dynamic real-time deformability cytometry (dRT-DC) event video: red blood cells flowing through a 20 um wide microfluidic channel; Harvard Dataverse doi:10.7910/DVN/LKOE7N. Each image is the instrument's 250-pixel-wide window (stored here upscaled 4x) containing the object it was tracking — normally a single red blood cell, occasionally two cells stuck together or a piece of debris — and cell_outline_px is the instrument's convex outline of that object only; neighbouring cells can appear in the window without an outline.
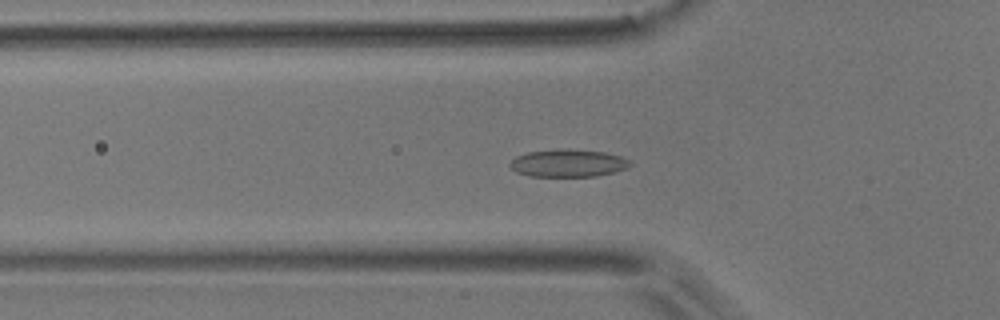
{"species": "common noctule bat (a hibernating species)", "species_latin": "Nyctalus noctula", "temperature_condition": "room temperature", "stored_images_in_passage": 39, "camera_frame_rate_fps": 3000, "um_per_image_px": 0.085, "animal": {"sex": "male", "body_mass_g": 17.9}, "frame": {"image": 1, "passage_image": 3, "time_ms": 0.667, "image_size_px": [1000, 320], "cell_outline_px": [[632, 164], [628, 168], [596, 176], [532, 176], [516, 172], [508, 164], [516, 156], [528, 152], [568, 148], [604, 152], [620, 156], [628, 160]], "centroid_in_image_um": [48.29, 13.86], "position_along_channel_um": 77.5, "area_um2": 19.19}}
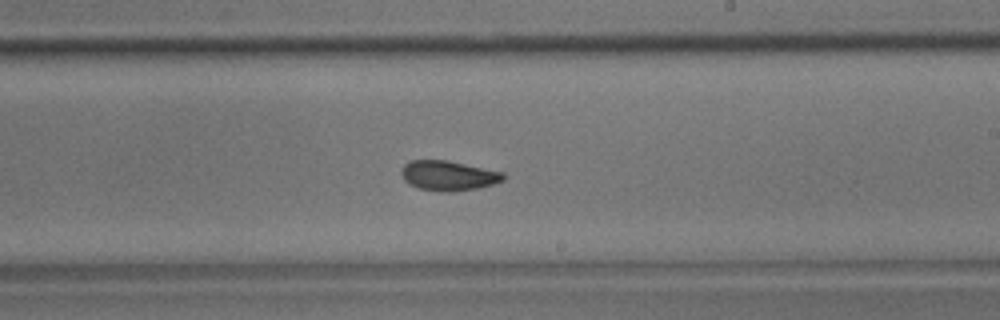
{"frame": {"image": 2, "passage_image": 17, "time_ms": 5.333, "image_size_px": [1000, 320], "cell_outline_px": [[508, 176], [504, 180], [480, 188], [452, 192], [440, 192], [420, 188], [408, 184], [404, 180], [400, 172], [400, 168], [408, 160], [448, 160], [504, 172]], "centroid_in_image_um": [38.11, 14.92], "position_along_channel_um": 250.9, "area_um2": 18.15}}
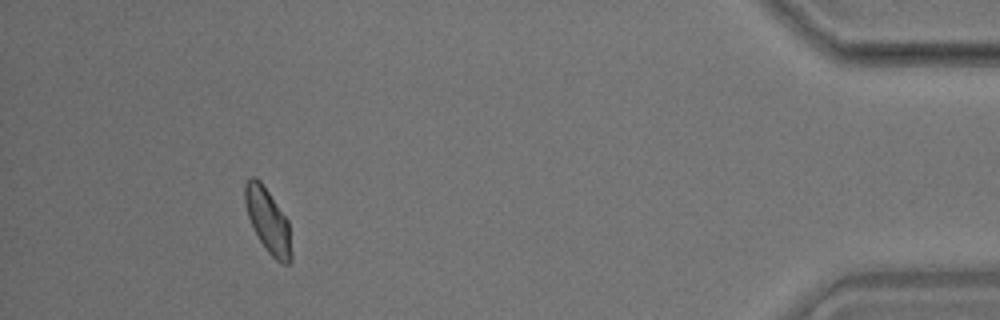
{"frame": {"image": 3, "passage_image": 35, "time_ms": 11.333, "image_size_px": [1000, 320], "cell_outline_px": [[292, 260], [288, 264], [284, 264], [276, 260], [268, 252], [260, 240], [248, 216], [244, 204], [244, 184], [252, 176], [256, 176], [260, 180], [288, 220], [292, 252]], "centroid_in_image_um": [22.78, 18.75], "position_along_channel_um": 412.4, "area_um2": 17.28}, "authors_computed_cell_mechanics": {"area_um2": 17.5134, "velocity_mm_per_s": 3.6998, "shape_relaxation_time_tau1_ms": 4.6177, "shape_relaxation_time_tau2_ms": 1.5128, "deformation_change_tau1": 0.1182, "deformation_change_tau2": 0.0693}}